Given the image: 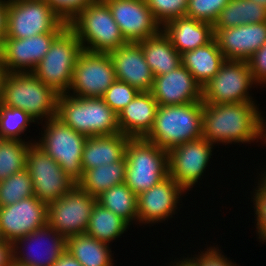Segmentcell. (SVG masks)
<instances>
[{
	"mask_svg": "<svg viewBox=\"0 0 266 266\" xmlns=\"http://www.w3.org/2000/svg\"><path fill=\"white\" fill-rule=\"evenodd\" d=\"M202 138L214 145L262 141L265 146L266 117L255 102L203 103Z\"/></svg>",
	"mask_w": 266,
	"mask_h": 266,
	"instance_id": "cell-1",
	"label": "cell"
},
{
	"mask_svg": "<svg viewBox=\"0 0 266 266\" xmlns=\"http://www.w3.org/2000/svg\"><path fill=\"white\" fill-rule=\"evenodd\" d=\"M58 96L33 73H7L0 104L25 111L39 125L57 116Z\"/></svg>",
	"mask_w": 266,
	"mask_h": 266,
	"instance_id": "cell-2",
	"label": "cell"
},
{
	"mask_svg": "<svg viewBox=\"0 0 266 266\" xmlns=\"http://www.w3.org/2000/svg\"><path fill=\"white\" fill-rule=\"evenodd\" d=\"M65 125L87 137L113 135L120 132L118 114L101 97H75L60 94L57 116Z\"/></svg>",
	"mask_w": 266,
	"mask_h": 266,
	"instance_id": "cell-3",
	"label": "cell"
},
{
	"mask_svg": "<svg viewBox=\"0 0 266 266\" xmlns=\"http://www.w3.org/2000/svg\"><path fill=\"white\" fill-rule=\"evenodd\" d=\"M68 27L84 51L110 53L127 43L104 0L88 4L68 22Z\"/></svg>",
	"mask_w": 266,
	"mask_h": 266,
	"instance_id": "cell-4",
	"label": "cell"
},
{
	"mask_svg": "<svg viewBox=\"0 0 266 266\" xmlns=\"http://www.w3.org/2000/svg\"><path fill=\"white\" fill-rule=\"evenodd\" d=\"M203 101L172 106H158L154 124L146 140L169 151L185 142L202 138Z\"/></svg>",
	"mask_w": 266,
	"mask_h": 266,
	"instance_id": "cell-5",
	"label": "cell"
},
{
	"mask_svg": "<svg viewBox=\"0 0 266 266\" xmlns=\"http://www.w3.org/2000/svg\"><path fill=\"white\" fill-rule=\"evenodd\" d=\"M124 183L138 196L169 175L168 151L145 138H129Z\"/></svg>",
	"mask_w": 266,
	"mask_h": 266,
	"instance_id": "cell-6",
	"label": "cell"
},
{
	"mask_svg": "<svg viewBox=\"0 0 266 266\" xmlns=\"http://www.w3.org/2000/svg\"><path fill=\"white\" fill-rule=\"evenodd\" d=\"M83 51L76 34L67 26L51 43L49 51L32 72L59 95L67 93L73 70Z\"/></svg>",
	"mask_w": 266,
	"mask_h": 266,
	"instance_id": "cell-7",
	"label": "cell"
},
{
	"mask_svg": "<svg viewBox=\"0 0 266 266\" xmlns=\"http://www.w3.org/2000/svg\"><path fill=\"white\" fill-rule=\"evenodd\" d=\"M35 144L51 156L76 183L83 176L82 153L87 136L76 132L57 117L43 121Z\"/></svg>",
	"mask_w": 266,
	"mask_h": 266,
	"instance_id": "cell-8",
	"label": "cell"
},
{
	"mask_svg": "<svg viewBox=\"0 0 266 266\" xmlns=\"http://www.w3.org/2000/svg\"><path fill=\"white\" fill-rule=\"evenodd\" d=\"M65 22L46 0H7L4 38L25 39L48 32H62Z\"/></svg>",
	"mask_w": 266,
	"mask_h": 266,
	"instance_id": "cell-9",
	"label": "cell"
},
{
	"mask_svg": "<svg viewBox=\"0 0 266 266\" xmlns=\"http://www.w3.org/2000/svg\"><path fill=\"white\" fill-rule=\"evenodd\" d=\"M257 88L244 60H225L215 76L202 86V101L208 104L256 102L250 89Z\"/></svg>",
	"mask_w": 266,
	"mask_h": 266,
	"instance_id": "cell-10",
	"label": "cell"
},
{
	"mask_svg": "<svg viewBox=\"0 0 266 266\" xmlns=\"http://www.w3.org/2000/svg\"><path fill=\"white\" fill-rule=\"evenodd\" d=\"M26 169L32 179L34 195L47 205L77 185L64 173L60 165L35 143L27 153Z\"/></svg>",
	"mask_w": 266,
	"mask_h": 266,
	"instance_id": "cell-11",
	"label": "cell"
},
{
	"mask_svg": "<svg viewBox=\"0 0 266 266\" xmlns=\"http://www.w3.org/2000/svg\"><path fill=\"white\" fill-rule=\"evenodd\" d=\"M97 198L77 185L67 194L48 205L47 224L68 238L84 234Z\"/></svg>",
	"mask_w": 266,
	"mask_h": 266,
	"instance_id": "cell-12",
	"label": "cell"
},
{
	"mask_svg": "<svg viewBox=\"0 0 266 266\" xmlns=\"http://www.w3.org/2000/svg\"><path fill=\"white\" fill-rule=\"evenodd\" d=\"M116 80L109 53L82 51L67 93L75 97H102Z\"/></svg>",
	"mask_w": 266,
	"mask_h": 266,
	"instance_id": "cell-13",
	"label": "cell"
},
{
	"mask_svg": "<svg viewBox=\"0 0 266 266\" xmlns=\"http://www.w3.org/2000/svg\"><path fill=\"white\" fill-rule=\"evenodd\" d=\"M214 144L200 138L168 151L169 175L188 193L202 180L213 155ZM190 189V190H189Z\"/></svg>",
	"mask_w": 266,
	"mask_h": 266,
	"instance_id": "cell-14",
	"label": "cell"
},
{
	"mask_svg": "<svg viewBox=\"0 0 266 266\" xmlns=\"http://www.w3.org/2000/svg\"><path fill=\"white\" fill-rule=\"evenodd\" d=\"M66 248L67 238L47 224L13 243L14 265L53 266Z\"/></svg>",
	"mask_w": 266,
	"mask_h": 266,
	"instance_id": "cell-15",
	"label": "cell"
},
{
	"mask_svg": "<svg viewBox=\"0 0 266 266\" xmlns=\"http://www.w3.org/2000/svg\"><path fill=\"white\" fill-rule=\"evenodd\" d=\"M187 193L170 175L137 196L138 224L152 226L168 222L177 214L180 201ZM184 195V196H183ZM182 197V198H181ZM179 203V204H178Z\"/></svg>",
	"mask_w": 266,
	"mask_h": 266,
	"instance_id": "cell-16",
	"label": "cell"
},
{
	"mask_svg": "<svg viewBox=\"0 0 266 266\" xmlns=\"http://www.w3.org/2000/svg\"><path fill=\"white\" fill-rule=\"evenodd\" d=\"M48 205L34 195L0 207V238L14 243L47 225Z\"/></svg>",
	"mask_w": 266,
	"mask_h": 266,
	"instance_id": "cell-17",
	"label": "cell"
},
{
	"mask_svg": "<svg viewBox=\"0 0 266 266\" xmlns=\"http://www.w3.org/2000/svg\"><path fill=\"white\" fill-rule=\"evenodd\" d=\"M61 32H48L25 39L3 38L0 56L7 73H32Z\"/></svg>",
	"mask_w": 266,
	"mask_h": 266,
	"instance_id": "cell-18",
	"label": "cell"
},
{
	"mask_svg": "<svg viewBox=\"0 0 266 266\" xmlns=\"http://www.w3.org/2000/svg\"><path fill=\"white\" fill-rule=\"evenodd\" d=\"M127 42H139L162 30L145 0H104Z\"/></svg>",
	"mask_w": 266,
	"mask_h": 266,
	"instance_id": "cell-19",
	"label": "cell"
},
{
	"mask_svg": "<svg viewBox=\"0 0 266 266\" xmlns=\"http://www.w3.org/2000/svg\"><path fill=\"white\" fill-rule=\"evenodd\" d=\"M158 106L202 101V86L182 64L169 73L154 77L150 91Z\"/></svg>",
	"mask_w": 266,
	"mask_h": 266,
	"instance_id": "cell-20",
	"label": "cell"
},
{
	"mask_svg": "<svg viewBox=\"0 0 266 266\" xmlns=\"http://www.w3.org/2000/svg\"><path fill=\"white\" fill-rule=\"evenodd\" d=\"M213 30L225 60L247 61L266 42V22Z\"/></svg>",
	"mask_w": 266,
	"mask_h": 266,
	"instance_id": "cell-21",
	"label": "cell"
},
{
	"mask_svg": "<svg viewBox=\"0 0 266 266\" xmlns=\"http://www.w3.org/2000/svg\"><path fill=\"white\" fill-rule=\"evenodd\" d=\"M116 80L126 82L139 92H150L154 75L138 42H127L109 53Z\"/></svg>",
	"mask_w": 266,
	"mask_h": 266,
	"instance_id": "cell-22",
	"label": "cell"
},
{
	"mask_svg": "<svg viewBox=\"0 0 266 266\" xmlns=\"http://www.w3.org/2000/svg\"><path fill=\"white\" fill-rule=\"evenodd\" d=\"M158 103L151 92H139L118 113L120 132L129 138H145L153 127Z\"/></svg>",
	"mask_w": 266,
	"mask_h": 266,
	"instance_id": "cell-23",
	"label": "cell"
},
{
	"mask_svg": "<svg viewBox=\"0 0 266 266\" xmlns=\"http://www.w3.org/2000/svg\"><path fill=\"white\" fill-rule=\"evenodd\" d=\"M162 30L180 54L205 46L214 39L212 24L187 16L167 22Z\"/></svg>",
	"mask_w": 266,
	"mask_h": 266,
	"instance_id": "cell-24",
	"label": "cell"
},
{
	"mask_svg": "<svg viewBox=\"0 0 266 266\" xmlns=\"http://www.w3.org/2000/svg\"><path fill=\"white\" fill-rule=\"evenodd\" d=\"M128 140L129 137L121 132L87 137L82 153V169L89 170L122 160Z\"/></svg>",
	"mask_w": 266,
	"mask_h": 266,
	"instance_id": "cell-25",
	"label": "cell"
},
{
	"mask_svg": "<svg viewBox=\"0 0 266 266\" xmlns=\"http://www.w3.org/2000/svg\"><path fill=\"white\" fill-rule=\"evenodd\" d=\"M138 43L154 77L169 73L182 64L181 54L174 48L163 30Z\"/></svg>",
	"mask_w": 266,
	"mask_h": 266,
	"instance_id": "cell-26",
	"label": "cell"
},
{
	"mask_svg": "<svg viewBox=\"0 0 266 266\" xmlns=\"http://www.w3.org/2000/svg\"><path fill=\"white\" fill-rule=\"evenodd\" d=\"M181 61L194 79L204 86L219 71L225 59L216 40L213 39L205 46L181 54Z\"/></svg>",
	"mask_w": 266,
	"mask_h": 266,
	"instance_id": "cell-27",
	"label": "cell"
},
{
	"mask_svg": "<svg viewBox=\"0 0 266 266\" xmlns=\"http://www.w3.org/2000/svg\"><path fill=\"white\" fill-rule=\"evenodd\" d=\"M110 247V244L84 233L68 237L66 250L82 266H114V254Z\"/></svg>",
	"mask_w": 266,
	"mask_h": 266,
	"instance_id": "cell-28",
	"label": "cell"
},
{
	"mask_svg": "<svg viewBox=\"0 0 266 266\" xmlns=\"http://www.w3.org/2000/svg\"><path fill=\"white\" fill-rule=\"evenodd\" d=\"M126 170L125 157L117 162L100 165L96 168L83 170L82 178L77 186L86 193L98 197L109 188L124 183Z\"/></svg>",
	"mask_w": 266,
	"mask_h": 266,
	"instance_id": "cell-29",
	"label": "cell"
},
{
	"mask_svg": "<svg viewBox=\"0 0 266 266\" xmlns=\"http://www.w3.org/2000/svg\"><path fill=\"white\" fill-rule=\"evenodd\" d=\"M262 22H266L265 6L252 0H229L213 24V29H227Z\"/></svg>",
	"mask_w": 266,
	"mask_h": 266,
	"instance_id": "cell-30",
	"label": "cell"
},
{
	"mask_svg": "<svg viewBox=\"0 0 266 266\" xmlns=\"http://www.w3.org/2000/svg\"><path fill=\"white\" fill-rule=\"evenodd\" d=\"M129 227L130 225L120 216L96 202L85 233L101 242L110 244L121 238Z\"/></svg>",
	"mask_w": 266,
	"mask_h": 266,
	"instance_id": "cell-31",
	"label": "cell"
},
{
	"mask_svg": "<svg viewBox=\"0 0 266 266\" xmlns=\"http://www.w3.org/2000/svg\"><path fill=\"white\" fill-rule=\"evenodd\" d=\"M97 203L120 216L129 225H138L137 195L125 184L121 183L101 193Z\"/></svg>",
	"mask_w": 266,
	"mask_h": 266,
	"instance_id": "cell-32",
	"label": "cell"
},
{
	"mask_svg": "<svg viewBox=\"0 0 266 266\" xmlns=\"http://www.w3.org/2000/svg\"><path fill=\"white\" fill-rule=\"evenodd\" d=\"M35 140H0V181L26 168L27 153Z\"/></svg>",
	"mask_w": 266,
	"mask_h": 266,
	"instance_id": "cell-33",
	"label": "cell"
},
{
	"mask_svg": "<svg viewBox=\"0 0 266 266\" xmlns=\"http://www.w3.org/2000/svg\"><path fill=\"white\" fill-rule=\"evenodd\" d=\"M31 196H34L33 184L26 168L0 181V207L12 205Z\"/></svg>",
	"mask_w": 266,
	"mask_h": 266,
	"instance_id": "cell-34",
	"label": "cell"
},
{
	"mask_svg": "<svg viewBox=\"0 0 266 266\" xmlns=\"http://www.w3.org/2000/svg\"><path fill=\"white\" fill-rule=\"evenodd\" d=\"M31 123L34 124L36 121L25 111L0 104L1 139L26 141L21 137Z\"/></svg>",
	"mask_w": 266,
	"mask_h": 266,
	"instance_id": "cell-35",
	"label": "cell"
},
{
	"mask_svg": "<svg viewBox=\"0 0 266 266\" xmlns=\"http://www.w3.org/2000/svg\"><path fill=\"white\" fill-rule=\"evenodd\" d=\"M154 18L161 26L167 22L186 16L189 0H145Z\"/></svg>",
	"mask_w": 266,
	"mask_h": 266,
	"instance_id": "cell-36",
	"label": "cell"
},
{
	"mask_svg": "<svg viewBox=\"0 0 266 266\" xmlns=\"http://www.w3.org/2000/svg\"><path fill=\"white\" fill-rule=\"evenodd\" d=\"M229 0H189L186 16L214 24Z\"/></svg>",
	"mask_w": 266,
	"mask_h": 266,
	"instance_id": "cell-37",
	"label": "cell"
},
{
	"mask_svg": "<svg viewBox=\"0 0 266 266\" xmlns=\"http://www.w3.org/2000/svg\"><path fill=\"white\" fill-rule=\"evenodd\" d=\"M138 93L139 91L128 83L115 80L101 98L118 114Z\"/></svg>",
	"mask_w": 266,
	"mask_h": 266,
	"instance_id": "cell-38",
	"label": "cell"
},
{
	"mask_svg": "<svg viewBox=\"0 0 266 266\" xmlns=\"http://www.w3.org/2000/svg\"><path fill=\"white\" fill-rule=\"evenodd\" d=\"M52 9L65 21L69 22L82 9L94 0H46Z\"/></svg>",
	"mask_w": 266,
	"mask_h": 266,
	"instance_id": "cell-39",
	"label": "cell"
},
{
	"mask_svg": "<svg viewBox=\"0 0 266 266\" xmlns=\"http://www.w3.org/2000/svg\"><path fill=\"white\" fill-rule=\"evenodd\" d=\"M256 85L266 88V42L247 60Z\"/></svg>",
	"mask_w": 266,
	"mask_h": 266,
	"instance_id": "cell-40",
	"label": "cell"
},
{
	"mask_svg": "<svg viewBox=\"0 0 266 266\" xmlns=\"http://www.w3.org/2000/svg\"><path fill=\"white\" fill-rule=\"evenodd\" d=\"M0 266H14L13 243L0 238Z\"/></svg>",
	"mask_w": 266,
	"mask_h": 266,
	"instance_id": "cell-41",
	"label": "cell"
},
{
	"mask_svg": "<svg viewBox=\"0 0 266 266\" xmlns=\"http://www.w3.org/2000/svg\"><path fill=\"white\" fill-rule=\"evenodd\" d=\"M7 30V0H0V43Z\"/></svg>",
	"mask_w": 266,
	"mask_h": 266,
	"instance_id": "cell-42",
	"label": "cell"
},
{
	"mask_svg": "<svg viewBox=\"0 0 266 266\" xmlns=\"http://www.w3.org/2000/svg\"><path fill=\"white\" fill-rule=\"evenodd\" d=\"M53 266H82V264L66 250Z\"/></svg>",
	"mask_w": 266,
	"mask_h": 266,
	"instance_id": "cell-43",
	"label": "cell"
},
{
	"mask_svg": "<svg viewBox=\"0 0 266 266\" xmlns=\"http://www.w3.org/2000/svg\"><path fill=\"white\" fill-rule=\"evenodd\" d=\"M173 261H171V265L169 264L168 266H193V264L187 258H185V256L181 257L180 259L175 257Z\"/></svg>",
	"mask_w": 266,
	"mask_h": 266,
	"instance_id": "cell-44",
	"label": "cell"
},
{
	"mask_svg": "<svg viewBox=\"0 0 266 266\" xmlns=\"http://www.w3.org/2000/svg\"><path fill=\"white\" fill-rule=\"evenodd\" d=\"M7 72L5 70V67L3 65L1 56H0V95H1V90H2V86H3V81H4V77L6 76Z\"/></svg>",
	"mask_w": 266,
	"mask_h": 266,
	"instance_id": "cell-45",
	"label": "cell"
},
{
	"mask_svg": "<svg viewBox=\"0 0 266 266\" xmlns=\"http://www.w3.org/2000/svg\"><path fill=\"white\" fill-rule=\"evenodd\" d=\"M260 172H261V174H259V176H257V178L258 177H260V178H258V180H256V181H258V183L266 190V170H263Z\"/></svg>",
	"mask_w": 266,
	"mask_h": 266,
	"instance_id": "cell-46",
	"label": "cell"
},
{
	"mask_svg": "<svg viewBox=\"0 0 266 266\" xmlns=\"http://www.w3.org/2000/svg\"><path fill=\"white\" fill-rule=\"evenodd\" d=\"M253 2H257L258 4H261L266 7V0H252Z\"/></svg>",
	"mask_w": 266,
	"mask_h": 266,
	"instance_id": "cell-47",
	"label": "cell"
}]
</instances>
